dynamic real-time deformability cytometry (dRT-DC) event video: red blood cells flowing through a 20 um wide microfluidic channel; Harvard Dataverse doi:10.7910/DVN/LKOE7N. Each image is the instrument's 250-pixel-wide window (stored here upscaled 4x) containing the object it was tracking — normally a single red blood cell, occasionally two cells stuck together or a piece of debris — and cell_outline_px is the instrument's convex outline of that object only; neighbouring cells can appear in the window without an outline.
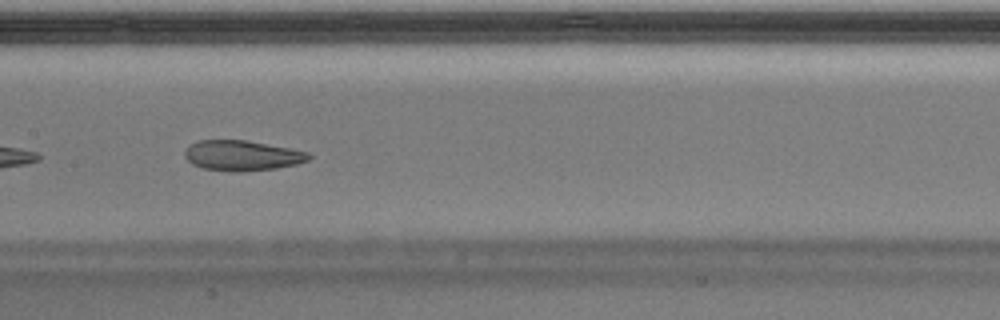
{"species": "Egyptian fruit bat (a non-hibernating species)", "species_latin": "Rousettus aegyptiacus", "temperature_condition": "warm", "stored_images_in_passage": 32, "camera_frame_rate_fps": 3000, "um_per_image_px": 0.085, "animal": {"sex": "male"}, "frame": {"image": 1, "passage_image": 19, "time_ms": 6.0, "image_size_px": [1000, 320], "cell_outline_px": [[312, 156], [308, 160], [296, 164], [276, 168], [240, 172], [232, 172], [204, 168], [192, 164], [184, 156], [184, 152], [196, 140], [248, 140], [308, 152]], "centroid_in_image_um": [20.57, 13.22], "position_along_channel_um": 186.8, "area_um2": 21.79}}